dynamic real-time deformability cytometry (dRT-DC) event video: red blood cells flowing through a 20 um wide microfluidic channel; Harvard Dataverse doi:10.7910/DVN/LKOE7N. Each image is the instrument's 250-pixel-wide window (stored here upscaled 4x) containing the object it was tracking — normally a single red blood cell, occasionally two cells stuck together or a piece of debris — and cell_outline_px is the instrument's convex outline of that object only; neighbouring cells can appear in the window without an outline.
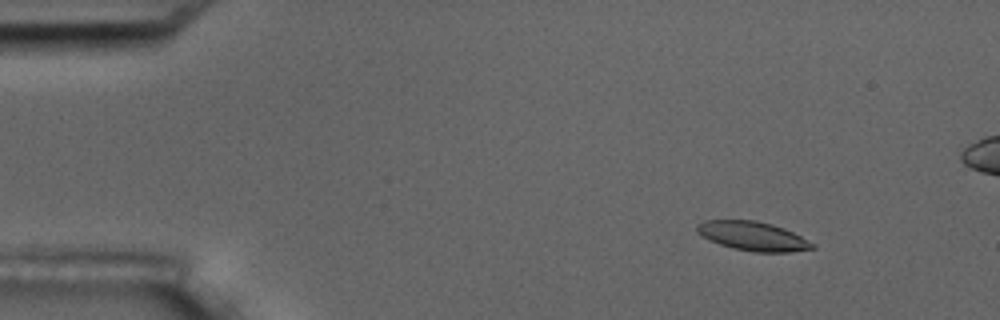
{"species": "common noctule bat (a hibernating species)", "species_latin": "Nyctalus noctula", "temperature_condition": "room temperature", "stored_images_in_passage": 4, "segment_of_instrument_passage": [1, 2], "camera_frame_rate_fps": 3000, "um_per_image_px": 0.085, "animal": {"sex": "male", "body_mass_g": 17.5, "forearm_length_mm": 52.3}, "frame": {"image": 1, "passage_image": 1, "time_ms": 0.0, "image_size_px": [1000, 320], "cell_outline_px": [[816, 248], [788, 252], [752, 252], [732, 248], [720, 244], [696, 232], [696, 224], [704, 220], [756, 220], [772, 224], [784, 228], [816, 244]], "centroid_in_image_um": [64.0, 20.07], "position_along_channel_um": 21.0, "area_um2": 19.54}}